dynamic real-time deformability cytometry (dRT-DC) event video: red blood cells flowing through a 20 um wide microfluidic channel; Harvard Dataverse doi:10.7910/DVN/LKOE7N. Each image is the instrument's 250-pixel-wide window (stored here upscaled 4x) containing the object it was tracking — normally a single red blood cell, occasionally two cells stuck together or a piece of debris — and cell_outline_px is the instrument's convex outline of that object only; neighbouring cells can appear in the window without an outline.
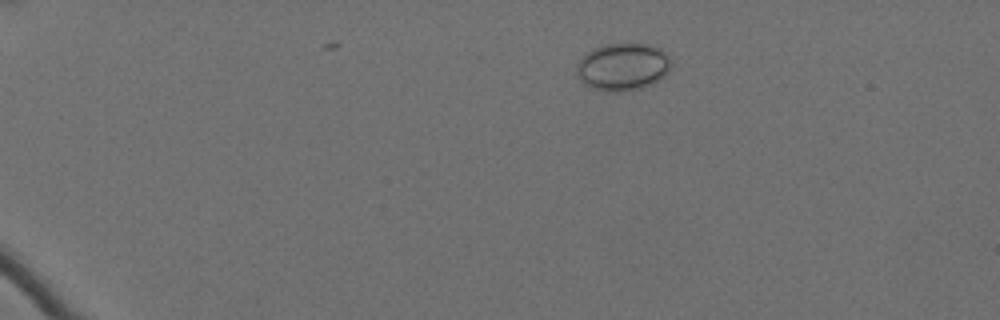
{"species": "Egyptian fruit bat (a non-hibernating species)", "species_latin": "Rousettus aegyptiacus", "temperature_condition": "cold", "stored_images_in_passage": 8, "camera_frame_rate_fps": 3000, "um_per_image_px": 0.085, "animal": {"sex": "female"}, "frame": {"image": 1, "passage_image": 1, "time_ms": 0.0, "image_size_px": [1000, 320], "cell_outline_px": [[672, 64], [668, 72], [664, 76], [652, 84], [640, 88], [620, 92], [608, 92], [592, 88], [584, 84], [580, 80], [576, 72], [576, 64], [592, 48], [604, 44], [648, 44], [660, 48], [672, 60]], "centroid_in_image_um": [52.94, 5.68], "position_along_channel_um": 32.1, "area_um2": 26.3}}